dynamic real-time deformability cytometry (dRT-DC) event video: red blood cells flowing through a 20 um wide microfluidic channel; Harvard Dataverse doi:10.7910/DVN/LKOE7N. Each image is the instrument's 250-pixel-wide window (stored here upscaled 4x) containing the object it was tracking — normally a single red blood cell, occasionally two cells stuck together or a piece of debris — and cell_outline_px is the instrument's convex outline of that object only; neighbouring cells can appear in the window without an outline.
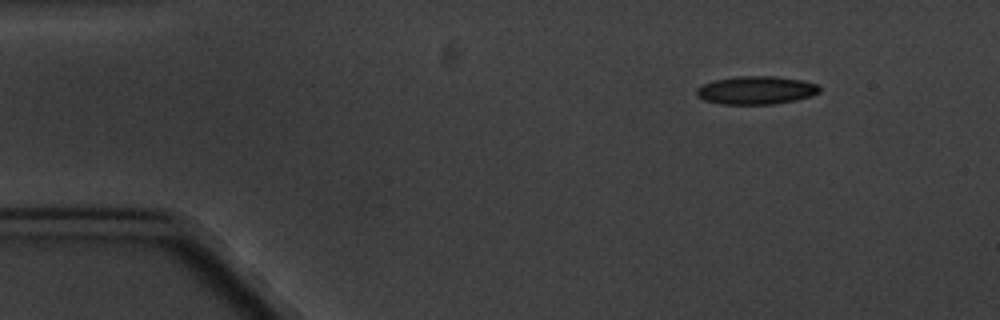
{"species": "common noctule bat (a hibernating species)", "species_latin": "Nyctalus noctula", "temperature_condition": "cold", "stored_images_in_passage": 3, "camera_frame_rate_fps": 3000, "um_per_image_px": 0.085, "animal": {"sex": "male", "body_mass_g": 20.1, "forearm_length_mm": 53.5}, "frame": {"image": 1, "passage_image": 1, "time_ms": 0.0, "image_size_px": [1000, 320], "cell_outline_px": [[820, 92], [812, 96], [796, 100], [772, 104], [720, 104], [704, 100], [696, 96], [696, 88], [704, 84], [716, 80], [736, 76], [776, 76], [800, 80], [820, 84]], "centroid_in_image_um": [64.29, 7.67], "position_along_channel_um": 20.7, "area_um2": 20.29}}
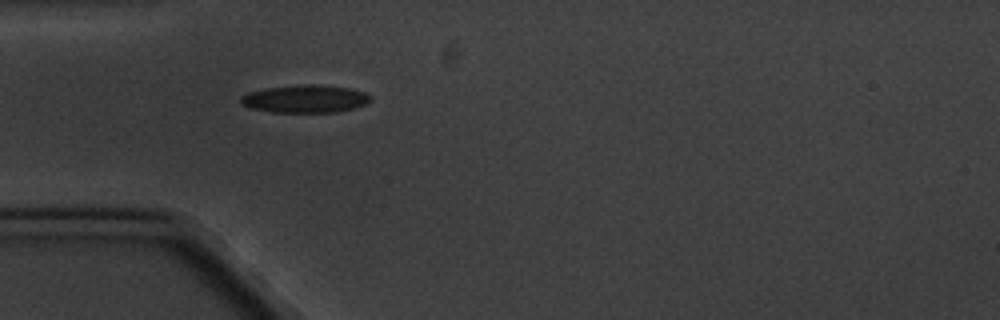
{"frame": {"image": 2, "passage_image": 3, "time_ms": 3.333, "image_size_px": [1000, 320], "cell_outline_px": [[372, 100], [356, 108], [336, 112], [272, 112], [248, 108], [240, 104], [240, 96], [248, 92], [268, 88], [308, 84], [312, 84], [348, 88], [364, 92], [372, 96]], "centroid_in_image_um": [25.92, 8.41], "position_along_channel_um": 59.1, "area_um2": 20.98}}